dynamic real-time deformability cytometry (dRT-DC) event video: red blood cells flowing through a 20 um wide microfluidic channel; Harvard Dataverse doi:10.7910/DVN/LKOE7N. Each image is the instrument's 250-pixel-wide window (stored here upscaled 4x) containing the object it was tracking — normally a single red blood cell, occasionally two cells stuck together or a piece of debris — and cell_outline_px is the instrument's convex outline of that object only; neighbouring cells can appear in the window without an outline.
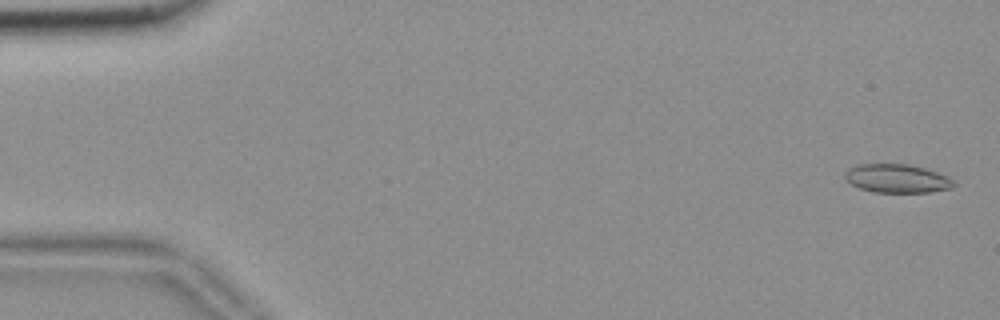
{"species": "common noctule bat (a hibernating species)", "species_latin": "Nyctalus noctula", "temperature_condition": "room temperature", "stored_images_in_passage": 56, "camera_frame_rate_fps": 3000, "um_per_image_px": 0.085, "animal": {"sex": "female", "body_mass_g": 18.4}, "frame": {"image": 1, "passage_image": 2, "time_ms": 0.333, "image_size_px": [1000, 320], "cell_outline_px": [[956, 184], [952, 188], [928, 192], [872, 192], [860, 188], [844, 180], [844, 172], [848, 168], [856, 164], [908, 164], [924, 168], [948, 176]], "centroid_in_image_um": [76.21, 15.17], "position_along_channel_um": 8.8, "area_um2": 18.21}}
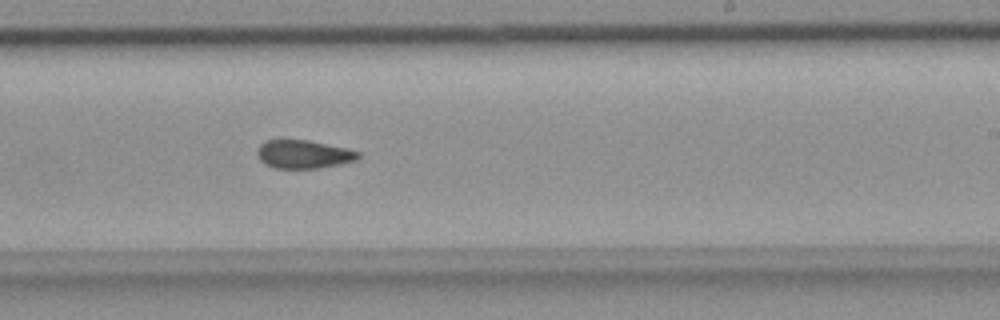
{"frame": {"image": 2, "passage_image": 34, "time_ms": 11.0, "image_size_px": [1000, 320], "cell_outline_px": [[360, 156], [356, 160], [340, 164], [320, 168], [276, 168], [260, 160], [256, 152], [260, 144], [264, 140], [308, 140], [344, 148], [360, 152]], "centroid_in_image_um": [25.79, 13.11], "position_along_channel_um": 263.2, "area_um2": 16.47}}
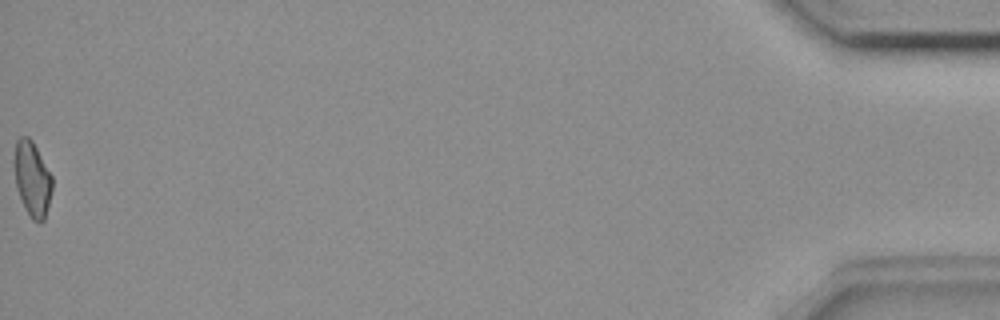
{"frame": {"image": 3, "passage_image": 56, "time_ms": 18.333, "image_size_px": [1000, 320], "cell_outline_px": [[52, 188], [44, 220], [40, 224], [32, 220], [24, 208], [16, 188], [12, 164], [12, 160], [16, 140], [20, 136], [28, 136], [32, 140], [52, 176]], "centroid_in_image_um": [2.69, 15.19], "position_along_channel_um": 432.5, "area_um2": 16.94}, "authors_computed_cell_mechanics": {"area_um2": 17.3978, "velocity_mm_per_s": 3.6815, "shape_relaxation_time_tau1_ms": null, "shape_relaxation_time_tau2_ms": 1.859, "deformation_change_tau1": null, "deformation_change_tau2": 0.064}}